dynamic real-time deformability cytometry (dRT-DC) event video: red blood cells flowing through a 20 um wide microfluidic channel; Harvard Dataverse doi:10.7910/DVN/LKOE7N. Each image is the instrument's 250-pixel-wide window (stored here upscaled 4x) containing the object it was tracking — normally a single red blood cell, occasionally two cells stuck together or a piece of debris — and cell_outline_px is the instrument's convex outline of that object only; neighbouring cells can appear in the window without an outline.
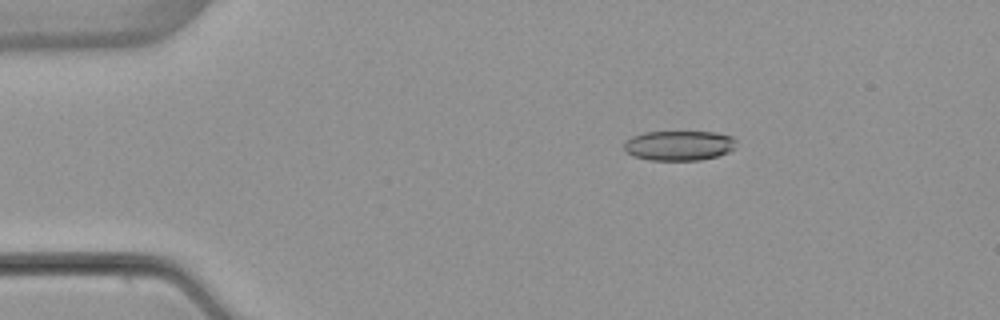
{"species": "common noctule bat (a hibernating species)", "species_latin": "Nyctalus noctula", "temperature_condition": "warm", "stored_images_in_passage": 7, "camera_frame_rate_fps": 3000, "um_per_image_px": 0.085, "animal": {"sex": "female", "body_mass_g": 22.7, "forearm_length_mm": 54.2}, "frame": {"image": 1, "passage_image": 3, "time_ms": 2.333, "image_size_px": [1000, 320], "cell_outline_px": [[736, 148], [728, 152], [716, 156], [700, 160], [648, 160], [632, 156], [624, 152], [624, 140], [632, 136], [644, 132], [716, 132], [732, 136], [736, 140]], "centroid_in_image_um": [57.69, 12.37], "position_along_channel_um": 27.3, "area_um2": 19.83}}
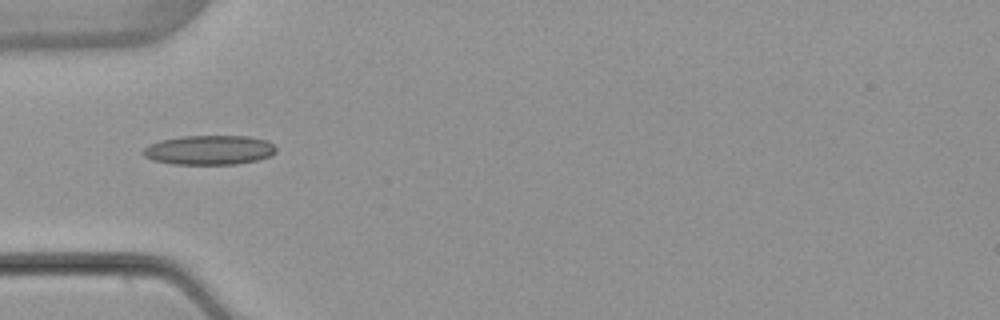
{"frame": {"image": 2, "passage_image": 5, "time_ms": 5.0, "image_size_px": [1000, 320], "cell_outline_px": [[276, 152], [268, 156], [256, 160], [236, 164], [172, 164], [152, 160], [144, 156], [140, 152], [148, 144], [160, 140], [184, 136], [248, 136], [268, 140], [276, 148]], "centroid_in_image_um": [17.75, 12.75], "position_along_channel_um": 67.3, "area_um2": 22.89}}
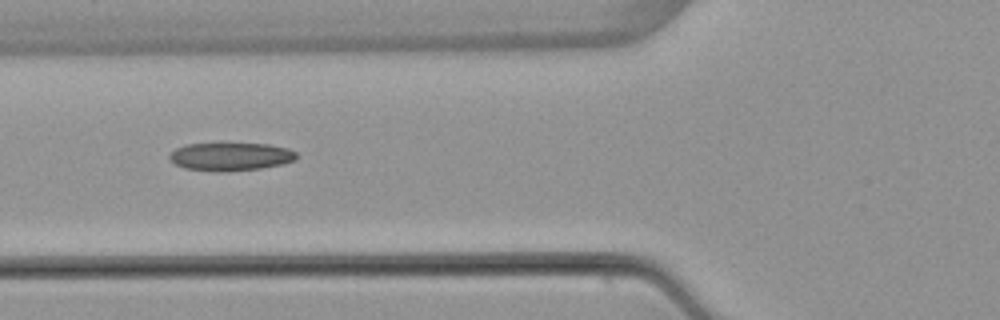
{"frame": {"image": 3, "passage_image": 6, "time_ms": 6.0, "image_size_px": [1000, 320], "cell_outline_px": [[296, 160], [284, 164], [260, 168], [224, 172], [220, 172], [184, 168], [176, 164], [168, 156], [176, 148], [184, 144], [220, 140], [268, 144], [288, 148], [296, 152]], "centroid_in_image_um": [19.59, 13.25], "position_along_channel_um": 106.2, "area_um2": 21.91}}